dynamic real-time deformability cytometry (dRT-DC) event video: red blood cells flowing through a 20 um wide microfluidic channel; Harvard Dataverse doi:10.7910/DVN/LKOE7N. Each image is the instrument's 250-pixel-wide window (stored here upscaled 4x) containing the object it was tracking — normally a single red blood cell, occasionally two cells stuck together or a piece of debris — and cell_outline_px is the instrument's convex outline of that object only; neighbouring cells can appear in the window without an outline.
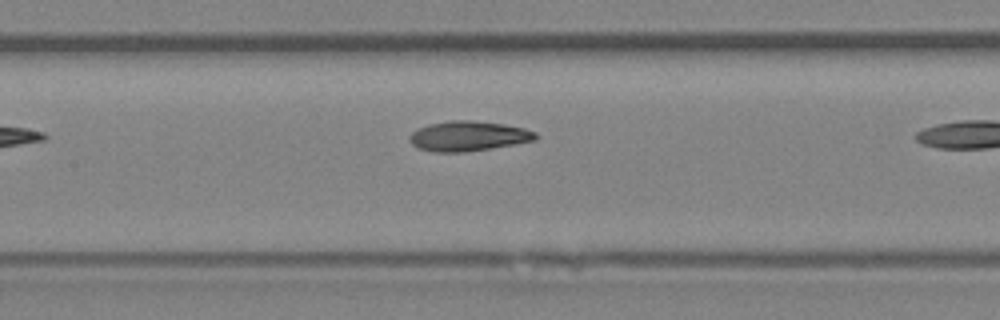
{"species": "Egyptian fruit bat (a non-hibernating species)", "species_latin": "Rousettus aegyptiacus", "temperature_condition": "room temperature", "stored_images_in_passage": 7, "camera_frame_rate_fps": 3000, "um_per_image_px": 0.085, "animal": {"sex": "female"}, "frame": {"image": 1, "passage_image": 6, "time_ms": 6.0, "image_size_px": [1000, 320], "cell_outline_px": [[536, 140], [516, 144], [464, 152], [432, 152], [416, 148], [408, 140], [408, 136], [416, 128], [428, 124], [452, 120], [472, 120], [504, 124], [524, 128], [536, 132]], "centroid_in_image_um": [39.75, 11.57], "position_along_channel_um": 167.6, "area_um2": 22.2}}